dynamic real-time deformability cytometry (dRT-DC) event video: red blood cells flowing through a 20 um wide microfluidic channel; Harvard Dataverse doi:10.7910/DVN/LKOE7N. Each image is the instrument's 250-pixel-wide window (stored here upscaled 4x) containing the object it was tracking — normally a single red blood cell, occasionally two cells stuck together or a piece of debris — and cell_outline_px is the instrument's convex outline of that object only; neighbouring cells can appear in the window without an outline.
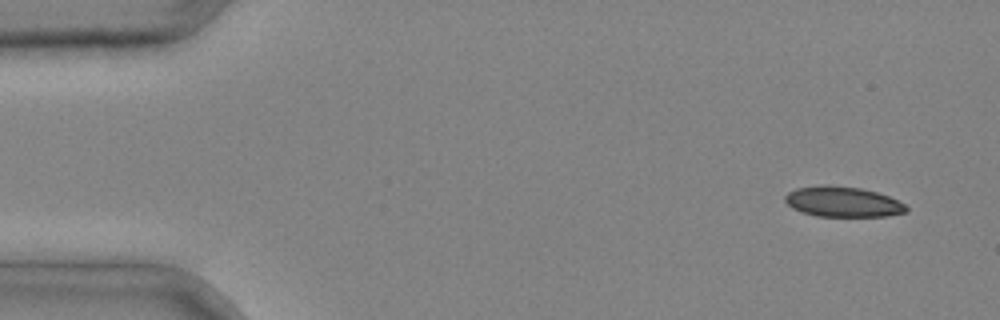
{"species": "common noctule bat (a hibernating species)", "species_latin": "Nyctalus noctula", "temperature_condition": "cold", "stored_images_in_passage": 3, "camera_frame_rate_fps": 3000, "um_per_image_px": 0.085, "animal": {"sex": "male", "body_mass_g": 20.4}, "frame": {"image": 1, "passage_image": 1, "time_ms": 0.0, "image_size_px": [1000, 320], "cell_outline_px": [[908, 212], [888, 216], [816, 216], [800, 212], [792, 208], [784, 200], [784, 196], [788, 192], [796, 188], [820, 184], [828, 184], [860, 188], [876, 192], [888, 196], [904, 204], [908, 208]], "centroid_in_image_um": [71.6, 17.14], "position_along_channel_um": 13.4, "area_um2": 21.62}}